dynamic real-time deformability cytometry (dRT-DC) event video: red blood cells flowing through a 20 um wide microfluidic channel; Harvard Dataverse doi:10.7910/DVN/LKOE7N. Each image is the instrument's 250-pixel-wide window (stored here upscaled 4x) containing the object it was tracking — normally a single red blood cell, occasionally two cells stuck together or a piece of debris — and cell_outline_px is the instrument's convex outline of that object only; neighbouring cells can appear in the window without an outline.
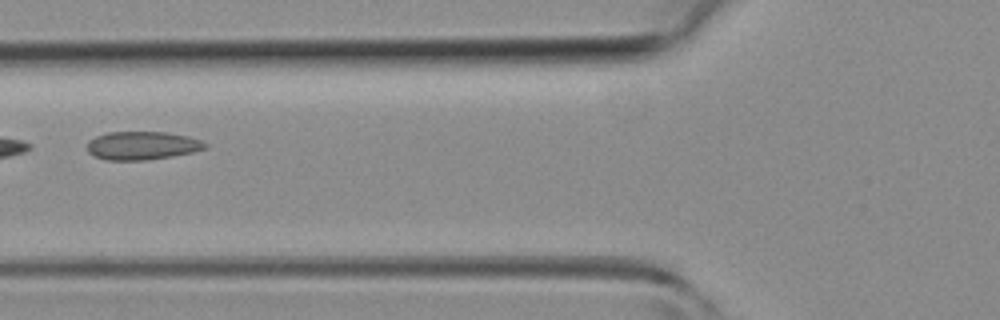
{"species": "common noctule bat (a hibernating species)", "species_latin": "Nyctalus noctula", "temperature_condition": "room temperature", "stored_images_in_passage": 33, "camera_frame_rate_fps": 3000, "um_per_image_px": 0.085, "animal": {"sex": "female", "body_mass_g": 19.3, "forearm_length_mm": 54.1}, "frame": {"image": 1, "passage_image": 6, "time_ms": 1.667, "image_size_px": [1000, 320], "cell_outline_px": [[208, 148], [192, 152], [172, 156], [148, 160], [104, 160], [92, 156], [88, 152], [88, 140], [96, 136], [108, 132], [164, 132], [188, 136], [200, 140], [208, 144]], "centroid_in_image_um": [12.07, 12.38], "position_along_channel_um": 113.7, "area_um2": 19.59}}
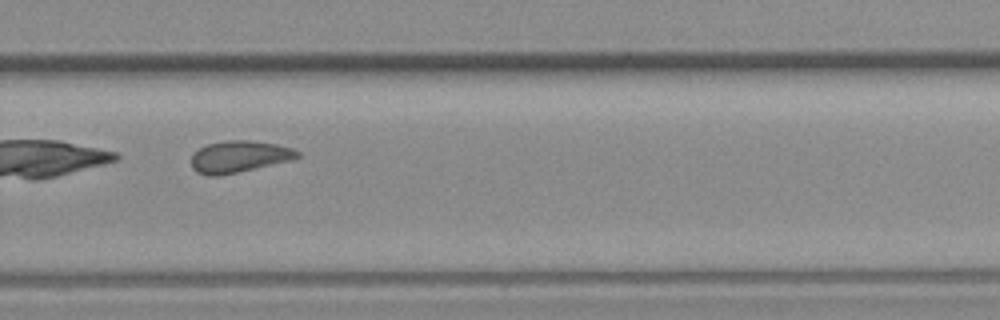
{"frame": {"image": 2, "passage_image": 19, "time_ms": 6.0, "image_size_px": [1000, 320], "cell_outline_px": [[300, 156], [292, 160], [220, 176], [208, 176], [196, 172], [192, 168], [192, 156], [200, 148], [208, 144], [228, 140], [252, 140], [276, 144], [292, 148], [300, 152]], "centroid_in_image_um": [20.34, 13.32], "position_along_channel_um": 309.5, "area_um2": 19.59}}